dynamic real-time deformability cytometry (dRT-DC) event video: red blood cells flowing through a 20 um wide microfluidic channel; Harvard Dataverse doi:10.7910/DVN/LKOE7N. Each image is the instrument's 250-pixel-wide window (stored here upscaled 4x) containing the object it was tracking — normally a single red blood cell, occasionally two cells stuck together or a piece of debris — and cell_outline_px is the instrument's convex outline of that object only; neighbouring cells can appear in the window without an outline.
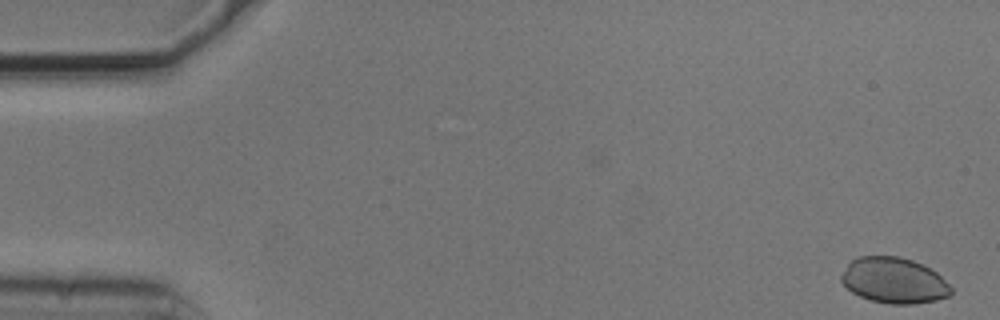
{"species": "common noctule bat (a hibernating species)", "species_latin": "Nyctalus noctula", "temperature_condition": "cold", "stored_images_in_passage": 4, "camera_frame_rate_fps": 3000, "um_per_image_px": 0.085, "animal": {"sex": "male", "body_mass_g": 20.5, "forearm_length_mm": 52.5}, "frame": {"image": 1, "passage_image": 1, "time_ms": 0.0, "image_size_px": [1000, 320], "cell_outline_px": [[952, 292], [948, 296], [936, 300], [912, 304], [888, 304], [872, 300], [860, 296], [852, 292], [840, 280], [840, 276], [848, 264], [856, 256], [900, 256], [924, 264], [936, 272], [952, 288]], "centroid_in_image_um": [75.98, 23.83], "position_along_channel_um": 9.0, "area_um2": 29.25}}